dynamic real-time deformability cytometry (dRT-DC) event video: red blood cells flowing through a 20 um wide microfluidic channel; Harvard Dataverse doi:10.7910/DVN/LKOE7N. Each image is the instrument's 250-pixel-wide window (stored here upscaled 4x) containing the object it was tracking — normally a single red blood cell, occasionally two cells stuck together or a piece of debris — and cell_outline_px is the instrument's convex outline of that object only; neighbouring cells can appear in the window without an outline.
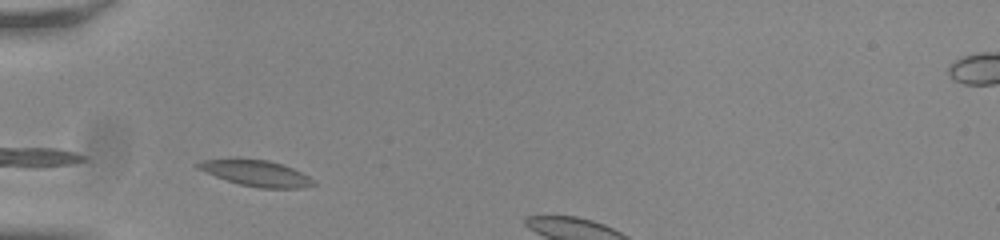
{"species": "common noctule bat (a hibernating species)", "species_latin": "Nyctalus noctula", "temperature_condition": "room temperature", "stored_images_in_passage": 5, "camera_frame_rate_fps": 3000, "um_per_image_px": 0.085, "animal": {"sex": "male", "body_mass_g": 20.0, "forearm_length_mm": 53.3}, "frame": {"image": 1, "passage_image": 1, "time_ms": 0.0, "image_size_px": [1000, 240], "cell_outline_px": [[316, 184], [304, 188], [260, 188], [240, 184], [216, 176], [196, 168], [196, 164], [204, 160], [236, 156], [268, 160], [292, 168], [308, 176]], "centroid_in_image_um": [21.73, 14.68], "position_along_channel_um": 63.3, "area_um2": 17.69}}
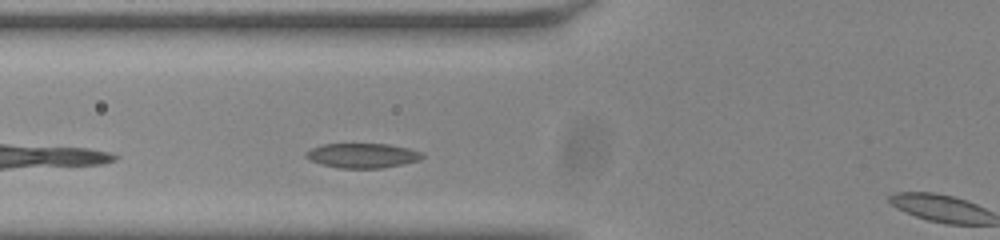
{"frame": {"image": 2, "passage_image": 4, "time_ms": 1.0, "image_size_px": [1000, 240], "cell_outline_px": [[424, 156], [420, 160], [404, 164], [380, 168], [340, 168], [324, 164], [312, 160], [304, 156], [304, 152], [312, 148], [324, 144], [388, 144], [408, 148], [424, 152]], "centroid_in_image_um": [30.86, 13.22], "position_along_channel_um": 94.9, "area_um2": 16.65}}